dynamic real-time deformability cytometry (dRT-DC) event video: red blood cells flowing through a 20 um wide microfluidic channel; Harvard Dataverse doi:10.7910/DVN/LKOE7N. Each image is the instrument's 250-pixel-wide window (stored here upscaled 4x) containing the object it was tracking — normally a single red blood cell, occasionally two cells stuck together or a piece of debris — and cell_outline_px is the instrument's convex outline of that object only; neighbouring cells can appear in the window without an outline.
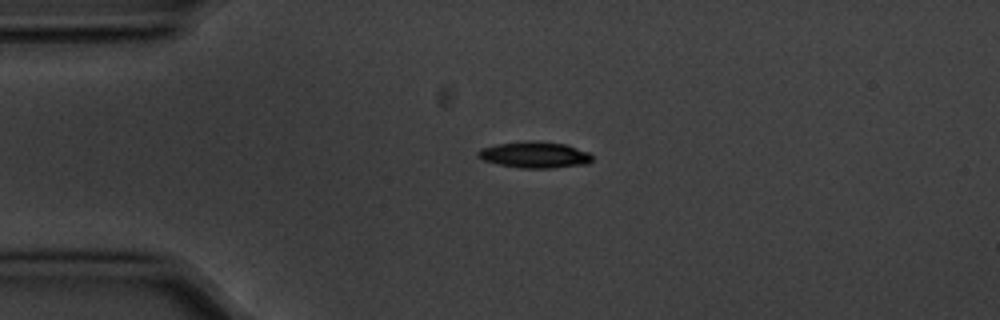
{"species": "common noctule bat (a hibernating species)", "species_latin": "Nyctalus noctula", "temperature_condition": "cold", "stored_images_in_passage": 2, "camera_frame_rate_fps": 3000, "um_per_image_px": 0.085, "animal": {"sex": "male", "body_mass_g": 20.1, "forearm_length_mm": 53.5}, "frame": {"image": 1, "passage_image": 1, "time_ms": 0.0, "image_size_px": [1000, 320], "cell_outline_px": [[592, 160], [588, 164], [552, 168], [520, 168], [500, 164], [484, 160], [476, 156], [476, 152], [480, 148], [496, 144], [532, 140], [536, 140], [568, 144], [588, 152], [592, 156]], "centroid_in_image_um": [45.45, 13.15], "position_along_channel_um": 39.5, "area_um2": 17.69}}